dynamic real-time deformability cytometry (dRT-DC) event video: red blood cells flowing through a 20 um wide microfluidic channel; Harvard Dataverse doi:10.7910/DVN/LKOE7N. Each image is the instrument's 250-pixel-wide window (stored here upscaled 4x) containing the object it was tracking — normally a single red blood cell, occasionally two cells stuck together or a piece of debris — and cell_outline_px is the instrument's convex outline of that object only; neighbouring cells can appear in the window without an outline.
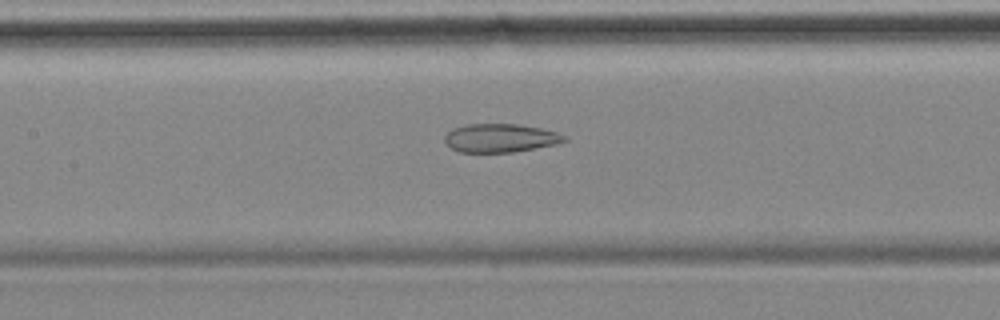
{"species": "common noctule bat (a hibernating species)", "species_latin": "Nyctalus noctula", "temperature_condition": "cold", "stored_images_in_passage": 56, "camera_frame_rate_fps": 3000, "um_per_image_px": 0.085, "animal": {"sex": "female", "body_mass_g": 18.4}, "frame": {"image": 1, "passage_image": 25, "time_ms": 8.0, "image_size_px": [1000, 320], "cell_outline_px": [[568, 140], [556, 144], [512, 152], [460, 152], [452, 148], [444, 140], [444, 136], [452, 128], [464, 124], [516, 124], [540, 128], [556, 132], [564, 136]], "centroid_in_image_um": [42.5, 11.72], "position_along_channel_um": 164.9, "area_um2": 19.71}}
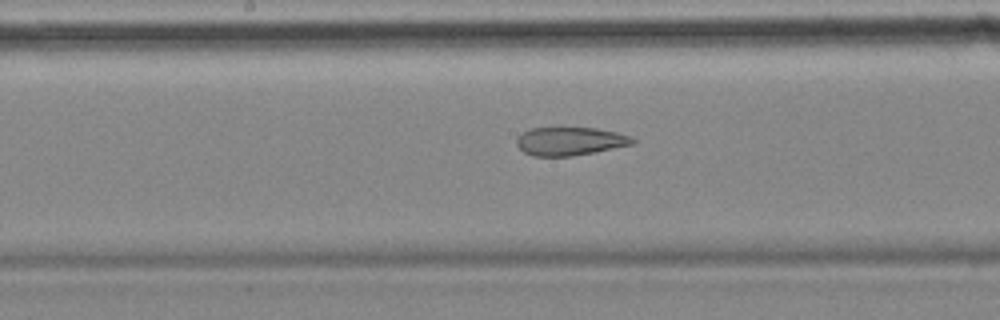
{"frame": {"image": 2, "passage_image": 28, "time_ms": 9.0, "image_size_px": [1000, 320], "cell_outline_px": [[636, 140], [632, 144], [596, 152], [572, 156], [532, 156], [524, 152], [516, 144], [516, 140], [524, 132], [532, 128], [596, 128], [616, 132], [632, 136]], "centroid_in_image_um": [48.47, 12.01], "position_along_channel_um": 199.7, "area_um2": 19.02}}
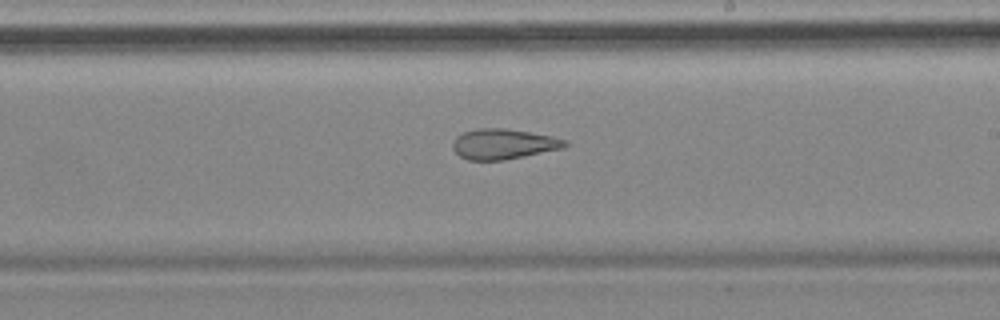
{"frame": {"image": 3, "passage_image": 32, "time_ms": 10.333, "image_size_px": [1000, 320], "cell_outline_px": [[568, 144], [564, 148], [504, 160], [468, 160], [460, 156], [452, 148], [452, 144], [456, 136], [464, 132], [476, 128], [504, 128], [552, 136], [564, 140]], "centroid_in_image_um": [42.76, 12.24], "position_along_channel_um": 246.2, "area_um2": 19.71}, "authors_computed_cell_mechanics": {"area_um2": 25.2297, "velocity_mm_per_s": 3.4987, "shape_relaxation_time_tau1_ms": null, "shape_relaxation_time_tau2_ms": 3.7014, "deformation_change_tau1": null, "deformation_change_tau2": 0.1305}}